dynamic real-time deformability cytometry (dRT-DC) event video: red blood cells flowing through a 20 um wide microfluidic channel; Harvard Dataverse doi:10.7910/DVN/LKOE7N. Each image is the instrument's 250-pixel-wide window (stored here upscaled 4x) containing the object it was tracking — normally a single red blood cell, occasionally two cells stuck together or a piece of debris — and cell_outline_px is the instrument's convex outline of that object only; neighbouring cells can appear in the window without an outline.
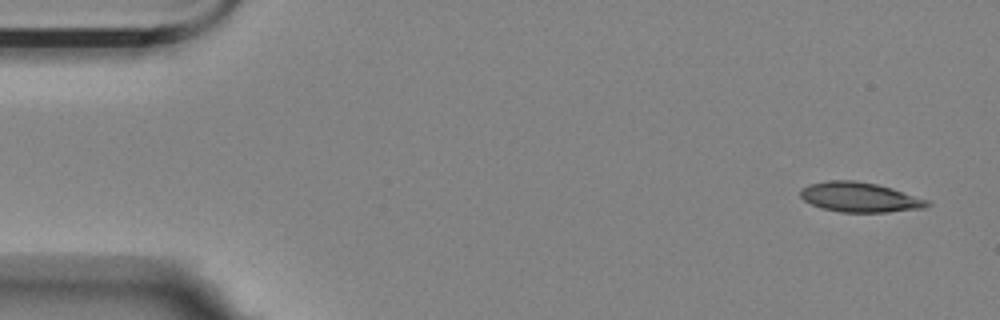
{"species": "Egyptian fruit bat (a non-hibernating species)", "species_latin": "Rousettus aegyptiacus", "temperature_condition": "room temperature", "stored_images_in_passage": 4, "camera_frame_rate_fps": 3000, "um_per_image_px": 0.085, "animal": {"sex": "female"}, "frame": {"image": 1, "passage_image": 1, "time_ms": 0.0, "image_size_px": [1000, 320], "cell_outline_px": [[932, 204], [924, 208], [888, 212], [840, 212], [820, 208], [804, 200], [800, 196], [800, 188], [808, 184], [828, 180], [856, 180], [876, 184], [892, 188], [928, 200]], "centroid_in_image_um": [73.05, 16.76], "position_along_channel_um": 11.9, "area_um2": 22.14}}
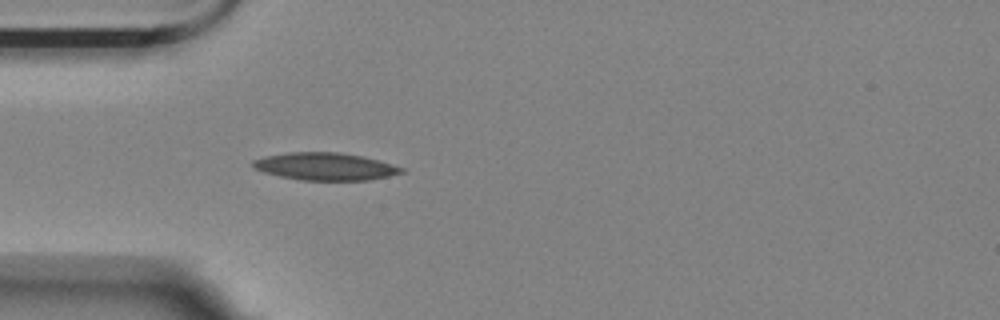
{"frame": {"image": 2, "passage_image": 4, "time_ms": 1.0, "image_size_px": [1000, 320], "cell_outline_px": [[404, 172], [388, 176], [368, 180], [300, 180], [280, 176], [264, 172], [256, 168], [252, 164], [252, 160], [264, 156], [288, 152], [336, 152], [360, 156], [376, 160], [404, 168]], "centroid_in_image_um": [27.6, 14.15], "position_along_channel_um": 57.4, "area_um2": 23.47}}